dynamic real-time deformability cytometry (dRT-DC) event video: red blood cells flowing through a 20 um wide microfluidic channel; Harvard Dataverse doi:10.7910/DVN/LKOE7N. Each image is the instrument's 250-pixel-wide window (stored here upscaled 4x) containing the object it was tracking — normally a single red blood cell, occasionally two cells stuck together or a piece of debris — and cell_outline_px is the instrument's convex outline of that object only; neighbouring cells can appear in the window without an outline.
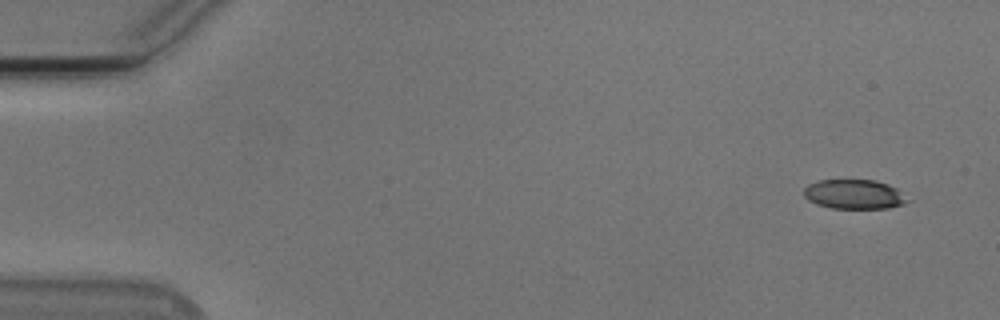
{"species": "Egyptian fruit bat (a non-hibernating species)", "species_latin": "Rousettus aegyptiacus", "temperature_condition": "cold", "stored_images_in_passage": 51, "camera_frame_rate_fps": 3000, "um_per_image_px": 0.085, "animal": {"sex": "male"}, "frame": {"image": 1, "passage_image": 1, "time_ms": 0.0, "image_size_px": [1000, 320], "cell_outline_px": [[908, 200], [904, 204], [888, 208], [832, 208], [816, 204], [808, 200], [804, 196], [804, 188], [808, 184], [816, 180], [876, 180], [888, 184], [896, 188]], "centroid_in_image_um": [72.56, 16.51], "position_along_channel_um": 12.4, "area_um2": 17.74}}
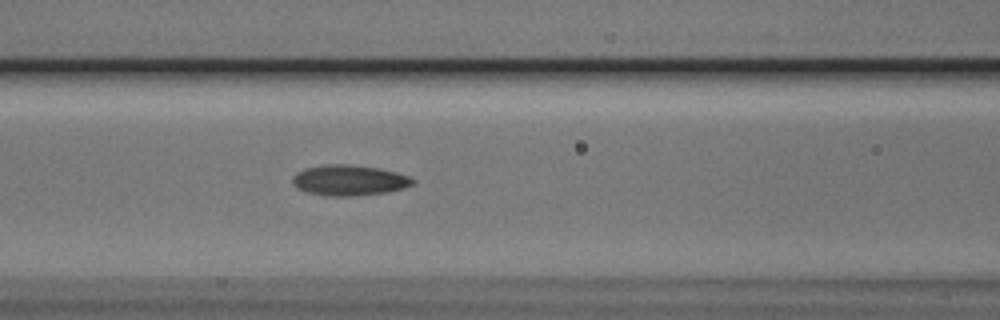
{"frame": {"image": 2, "passage_image": 21, "time_ms": 6.667, "image_size_px": [1000, 320], "cell_outline_px": [[416, 180], [412, 184], [404, 188], [388, 192], [352, 196], [328, 196], [308, 192], [296, 188], [292, 184], [292, 176], [296, 172], [304, 168], [324, 164], [348, 164], [380, 168], [396, 172], [408, 176]], "centroid_in_image_um": [29.65, 15.31], "position_along_channel_um": 137.0, "area_um2": 21.62}}
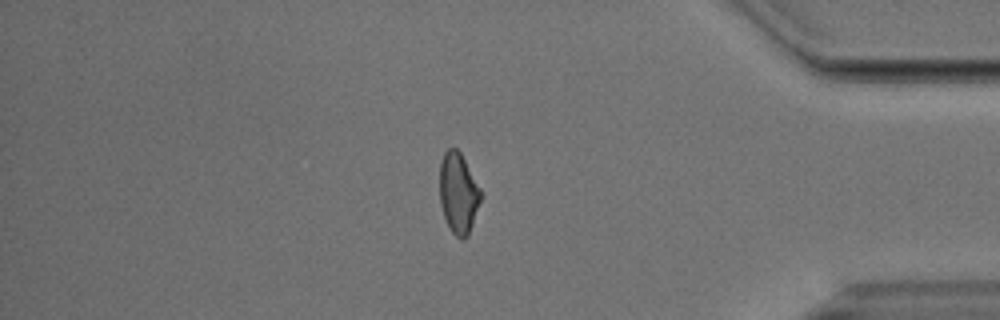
{"frame": {"image": 3, "passage_image": 44, "time_ms": 14.333, "image_size_px": [1000, 320], "cell_outline_px": [[480, 200], [468, 236], [464, 240], [460, 240], [452, 232], [444, 216], [440, 204], [440, 164], [444, 152], [448, 148], [456, 148], [460, 152], [480, 188]], "centroid_in_image_um": [38.94, 16.42], "position_along_channel_um": 396.3, "area_um2": 19.02}}